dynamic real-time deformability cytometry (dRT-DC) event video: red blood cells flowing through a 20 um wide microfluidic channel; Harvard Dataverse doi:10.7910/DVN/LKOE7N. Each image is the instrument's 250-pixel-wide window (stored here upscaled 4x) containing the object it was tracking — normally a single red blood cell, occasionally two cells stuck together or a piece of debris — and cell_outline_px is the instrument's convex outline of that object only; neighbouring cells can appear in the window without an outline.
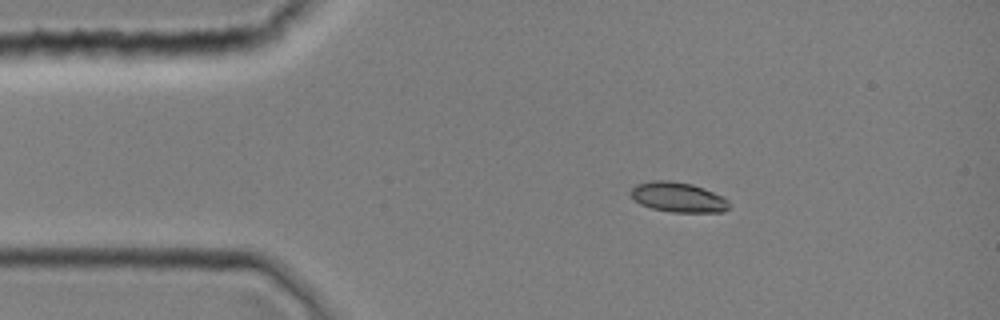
{"species": "common noctule bat (a hibernating species)", "species_latin": "Nyctalus noctula", "temperature_condition": "room temperature", "stored_images_in_passage": 1, "camera_frame_rate_fps": 3000, "um_per_image_px": 0.085, "animal": {"sex": "female", "body_mass_g": 19.0, "forearm_length_mm": 51.5}, "frame": {"image": 1, "passage_image": 1, "time_ms": 0.0, "image_size_px": [1000, 320], "cell_outline_px": [[728, 208], [724, 212], [672, 212], [652, 208], [640, 204], [628, 192], [636, 184], [652, 180], [668, 180], [692, 184], [704, 188], [724, 196], [728, 200]], "centroid_in_image_um": [57.64, 16.75], "position_along_channel_um": 27.4, "area_um2": 17.22}}